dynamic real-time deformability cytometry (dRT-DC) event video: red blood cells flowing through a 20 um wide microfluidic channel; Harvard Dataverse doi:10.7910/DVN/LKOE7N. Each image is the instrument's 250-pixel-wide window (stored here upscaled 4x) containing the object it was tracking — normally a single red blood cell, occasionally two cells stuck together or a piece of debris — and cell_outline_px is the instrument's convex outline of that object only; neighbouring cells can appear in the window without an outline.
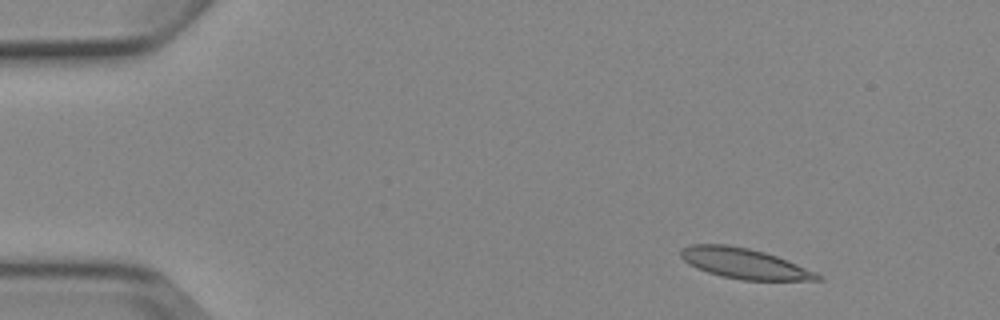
{"species": "Egyptian fruit bat (a non-hibernating species)", "species_latin": "Rousettus aegyptiacus", "temperature_condition": "cold", "stored_images_in_passage": 6, "camera_frame_rate_fps": 3000, "um_per_image_px": 0.085, "animal": {"sex": "female"}, "frame": {"image": 1, "passage_image": 2, "time_ms": 1.333, "image_size_px": [1000, 320], "cell_outline_px": [[824, 280], [744, 280], [724, 276], [708, 272], [696, 268], [688, 264], [680, 256], [680, 248], [692, 244], [724, 244], [748, 248], [764, 252], [776, 256], [816, 272], [824, 276]], "centroid_in_image_um": [63.25, 22.39], "position_along_channel_um": 21.7, "area_um2": 24.04}}
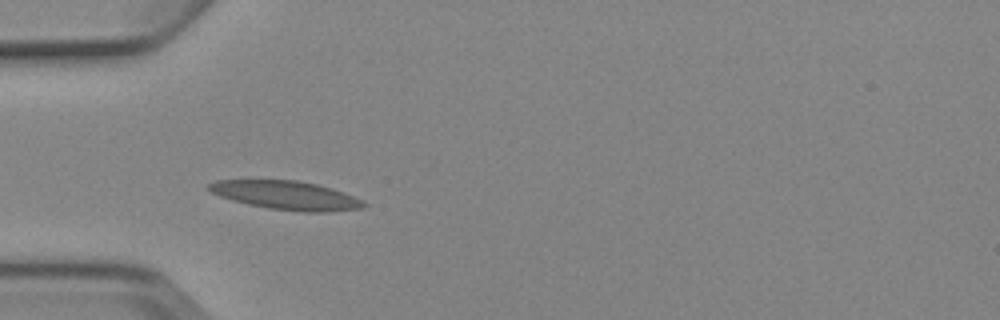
{"frame": {"image": 2, "passage_image": 5, "time_ms": 4.667, "image_size_px": [1000, 320], "cell_outline_px": [[368, 204], [364, 208], [328, 212], [304, 212], [268, 208], [248, 204], [232, 200], [220, 196], [212, 192], [208, 188], [208, 184], [216, 180], [296, 180], [316, 184], [332, 188], [364, 200]], "centroid_in_image_um": [24.37, 16.6], "position_along_channel_um": 60.6, "area_um2": 25.89}}
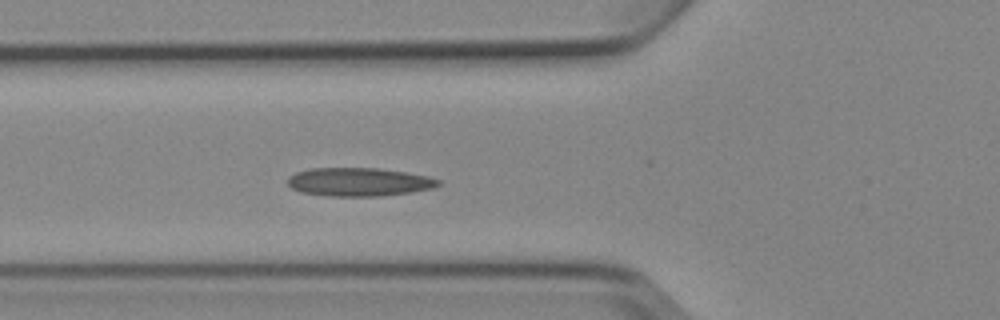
{"frame": {"image": 3, "passage_image": 6, "time_ms": 5.667, "image_size_px": [1000, 320], "cell_outline_px": [[440, 184], [432, 188], [408, 192], [380, 196], [328, 196], [300, 192], [292, 188], [288, 184], [288, 176], [296, 172], [312, 168], [380, 168], [428, 176], [440, 180]], "centroid_in_image_um": [30.47, 15.46], "position_along_channel_um": 95.3, "area_um2": 24.85}}